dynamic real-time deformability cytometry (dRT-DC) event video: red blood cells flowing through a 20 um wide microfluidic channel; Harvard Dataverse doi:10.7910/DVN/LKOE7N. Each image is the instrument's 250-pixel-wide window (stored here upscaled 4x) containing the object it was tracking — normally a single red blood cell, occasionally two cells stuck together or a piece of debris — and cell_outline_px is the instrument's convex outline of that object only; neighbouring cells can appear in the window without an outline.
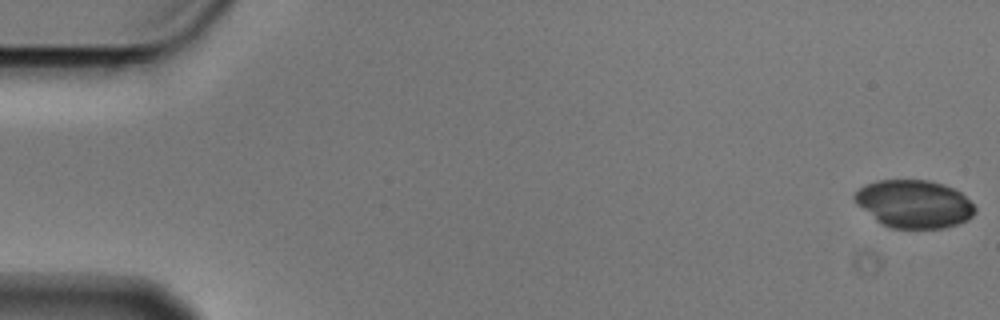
{"species": "Egyptian fruit bat (a non-hibernating species)", "species_latin": "Rousettus aegyptiacus", "temperature_condition": "cold", "stored_images_in_passage": 5, "camera_frame_rate_fps": 3000, "um_per_image_px": 0.085, "animal": {"sex": "male"}, "frame": {"image": 1, "passage_image": 1, "time_ms": 0.0, "image_size_px": [1000, 320], "cell_outline_px": [[976, 212], [968, 220], [944, 228], [888, 228], [880, 224], [856, 204], [852, 200], [852, 196], [864, 184], [876, 180], [928, 180], [944, 184], [960, 192], [976, 208]], "centroid_in_image_um": [77.65, 17.34], "position_along_channel_um": 7.4, "area_um2": 33.81}}